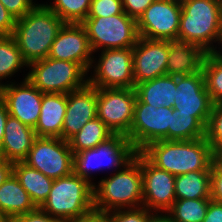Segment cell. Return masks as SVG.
I'll list each match as a JSON object with an SVG mask.
<instances>
[{
	"mask_svg": "<svg viewBox=\"0 0 222 222\" xmlns=\"http://www.w3.org/2000/svg\"><path fill=\"white\" fill-rule=\"evenodd\" d=\"M202 222H222V202L211 199Z\"/></svg>",
	"mask_w": 222,
	"mask_h": 222,
	"instance_id": "41",
	"label": "cell"
},
{
	"mask_svg": "<svg viewBox=\"0 0 222 222\" xmlns=\"http://www.w3.org/2000/svg\"><path fill=\"white\" fill-rule=\"evenodd\" d=\"M39 208L59 220H78L94 211L93 184L74 172L54 179L50 194Z\"/></svg>",
	"mask_w": 222,
	"mask_h": 222,
	"instance_id": "5",
	"label": "cell"
},
{
	"mask_svg": "<svg viewBox=\"0 0 222 222\" xmlns=\"http://www.w3.org/2000/svg\"><path fill=\"white\" fill-rule=\"evenodd\" d=\"M147 222H172L169 215H152Z\"/></svg>",
	"mask_w": 222,
	"mask_h": 222,
	"instance_id": "45",
	"label": "cell"
},
{
	"mask_svg": "<svg viewBox=\"0 0 222 222\" xmlns=\"http://www.w3.org/2000/svg\"><path fill=\"white\" fill-rule=\"evenodd\" d=\"M175 197L176 200L211 198V170L175 176Z\"/></svg>",
	"mask_w": 222,
	"mask_h": 222,
	"instance_id": "26",
	"label": "cell"
},
{
	"mask_svg": "<svg viewBox=\"0 0 222 222\" xmlns=\"http://www.w3.org/2000/svg\"><path fill=\"white\" fill-rule=\"evenodd\" d=\"M122 12L121 0H92L87 17H108Z\"/></svg>",
	"mask_w": 222,
	"mask_h": 222,
	"instance_id": "34",
	"label": "cell"
},
{
	"mask_svg": "<svg viewBox=\"0 0 222 222\" xmlns=\"http://www.w3.org/2000/svg\"><path fill=\"white\" fill-rule=\"evenodd\" d=\"M211 198L178 199L167 211L172 222H202L206 216Z\"/></svg>",
	"mask_w": 222,
	"mask_h": 222,
	"instance_id": "30",
	"label": "cell"
},
{
	"mask_svg": "<svg viewBox=\"0 0 222 222\" xmlns=\"http://www.w3.org/2000/svg\"><path fill=\"white\" fill-rule=\"evenodd\" d=\"M92 0H55L46 5L65 23H82L88 16Z\"/></svg>",
	"mask_w": 222,
	"mask_h": 222,
	"instance_id": "32",
	"label": "cell"
},
{
	"mask_svg": "<svg viewBox=\"0 0 222 222\" xmlns=\"http://www.w3.org/2000/svg\"><path fill=\"white\" fill-rule=\"evenodd\" d=\"M26 78L42 93H70L83 88L87 72L76 62L47 57L31 62Z\"/></svg>",
	"mask_w": 222,
	"mask_h": 222,
	"instance_id": "6",
	"label": "cell"
},
{
	"mask_svg": "<svg viewBox=\"0 0 222 222\" xmlns=\"http://www.w3.org/2000/svg\"><path fill=\"white\" fill-rule=\"evenodd\" d=\"M172 108L142 103L138 98L135 103L133 121L126 136L136 152L148 144L168 140V127H171Z\"/></svg>",
	"mask_w": 222,
	"mask_h": 222,
	"instance_id": "11",
	"label": "cell"
},
{
	"mask_svg": "<svg viewBox=\"0 0 222 222\" xmlns=\"http://www.w3.org/2000/svg\"><path fill=\"white\" fill-rule=\"evenodd\" d=\"M94 68L87 80L95 88H135L133 48L104 49Z\"/></svg>",
	"mask_w": 222,
	"mask_h": 222,
	"instance_id": "12",
	"label": "cell"
},
{
	"mask_svg": "<svg viewBox=\"0 0 222 222\" xmlns=\"http://www.w3.org/2000/svg\"><path fill=\"white\" fill-rule=\"evenodd\" d=\"M92 52L102 49L133 48L139 39L137 20L121 14L87 17L82 23Z\"/></svg>",
	"mask_w": 222,
	"mask_h": 222,
	"instance_id": "7",
	"label": "cell"
},
{
	"mask_svg": "<svg viewBox=\"0 0 222 222\" xmlns=\"http://www.w3.org/2000/svg\"><path fill=\"white\" fill-rule=\"evenodd\" d=\"M73 222H110V219L107 213L93 211Z\"/></svg>",
	"mask_w": 222,
	"mask_h": 222,
	"instance_id": "43",
	"label": "cell"
},
{
	"mask_svg": "<svg viewBox=\"0 0 222 222\" xmlns=\"http://www.w3.org/2000/svg\"><path fill=\"white\" fill-rule=\"evenodd\" d=\"M36 208L14 173L0 186V212L10 221Z\"/></svg>",
	"mask_w": 222,
	"mask_h": 222,
	"instance_id": "24",
	"label": "cell"
},
{
	"mask_svg": "<svg viewBox=\"0 0 222 222\" xmlns=\"http://www.w3.org/2000/svg\"><path fill=\"white\" fill-rule=\"evenodd\" d=\"M141 173L143 178V204L148 210L168 211L175 197V175L152 165L141 154ZM144 205V206H143Z\"/></svg>",
	"mask_w": 222,
	"mask_h": 222,
	"instance_id": "16",
	"label": "cell"
},
{
	"mask_svg": "<svg viewBox=\"0 0 222 222\" xmlns=\"http://www.w3.org/2000/svg\"><path fill=\"white\" fill-rule=\"evenodd\" d=\"M14 163L0 156V186L13 174Z\"/></svg>",
	"mask_w": 222,
	"mask_h": 222,
	"instance_id": "42",
	"label": "cell"
},
{
	"mask_svg": "<svg viewBox=\"0 0 222 222\" xmlns=\"http://www.w3.org/2000/svg\"><path fill=\"white\" fill-rule=\"evenodd\" d=\"M207 52L179 37L168 40L167 75L182 76L202 72Z\"/></svg>",
	"mask_w": 222,
	"mask_h": 222,
	"instance_id": "20",
	"label": "cell"
},
{
	"mask_svg": "<svg viewBox=\"0 0 222 222\" xmlns=\"http://www.w3.org/2000/svg\"><path fill=\"white\" fill-rule=\"evenodd\" d=\"M168 40L139 37L133 47L135 85L167 75Z\"/></svg>",
	"mask_w": 222,
	"mask_h": 222,
	"instance_id": "18",
	"label": "cell"
},
{
	"mask_svg": "<svg viewBox=\"0 0 222 222\" xmlns=\"http://www.w3.org/2000/svg\"><path fill=\"white\" fill-rule=\"evenodd\" d=\"M14 85L2 84L0 99L5 103L10 116L35 128L40 116L43 93L26 77L20 86Z\"/></svg>",
	"mask_w": 222,
	"mask_h": 222,
	"instance_id": "15",
	"label": "cell"
},
{
	"mask_svg": "<svg viewBox=\"0 0 222 222\" xmlns=\"http://www.w3.org/2000/svg\"><path fill=\"white\" fill-rule=\"evenodd\" d=\"M136 100L134 88H97V117L114 134L127 136Z\"/></svg>",
	"mask_w": 222,
	"mask_h": 222,
	"instance_id": "10",
	"label": "cell"
},
{
	"mask_svg": "<svg viewBox=\"0 0 222 222\" xmlns=\"http://www.w3.org/2000/svg\"><path fill=\"white\" fill-rule=\"evenodd\" d=\"M4 129L0 156L13 163L23 161L37 138L34 128L9 115Z\"/></svg>",
	"mask_w": 222,
	"mask_h": 222,
	"instance_id": "21",
	"label": "cell"
},
{
	"mask_svg": "<svg viewBox=\"0 0 222 222\" xmlns=\"http://www.w3.org/2000/svg\"><path fill=\"white\" fill-rule=\"evenodd\" d=\"M10 220L2 213L0 212V222H9Z\"/></svg>",
	"mask_w": 222,
	"mask_h": 222,
	"instance_id": "47",
	"label": "cell"
},
{
	"mask_svg": "<svg viewBox=\"0 0 222 222\" xmlns=\"http://www.w3.org/2000/svg\"><path fill=\"white\" fill-rule=\"evenodd\" d=\"M211 199L222 202V165L215 158L211 170Z\"/></svg>",
	"mask_w": 222,
	"mask_h": 222,
	"instance_id": "36",
	"label": "cell"
},
{
	"mask_svg": "<svg viewBox=\"0 0 222 222\" xmlns=\"http://www.w3.org/2000/svg\"><path fill=\"white\" fill-rule=\"evenodd\" d=\"M0 2L16 20L22 18L35 6L32 0H0Z\"/></svg>",
	"mask_w": 222,
	"mask_h": 222,
	"instance_id": "37",
	"label": "cell"
},
{
	"mask_svg": "<svg viewBox=\"0 0 222 222\" xmlns=\"http://www.w3.org/2000/svg\"><path fill=\"white\" fill-rule=\"evenodd\" d=\"M180 0H155L137 20L139 37L169 40L178 37Z\"/></svg>",
	"mask_w": 222,
	"mask_h": 222,
	"instance_id": "13",
	"label": "cell"
},
{
	"mask_svg": "<svg viewBox=\"0 0 222 222\" xmlns=\"http://www.w3.org/2000/svg\"><path fill=\"white\" fill-rule=\"evenodd\" d=\"M205 136L206 128L195 117L172 108L168 140H193Z\"/></svg>",
	"mask_w": 222,
	"mask_h": 222,
	"instance_id": "28",
	"label": "cell"
},
{
	"mask_svg": "<svg viewBox=\"0 0 222 222\" xmlns=\"http://www.w3.org/2000/svg\"><path fill=\"white\" fill-rule=\"evenodd\" d=\"M56 218L51 217L49 214L36 208L35 210L17 216L13 221L14 222H54Z\"/></svg>",
	"mask_w": 222,
	"mask_h": 222,
	"instance_id": "40",
	"label": "cell"
},
{
	"mask_svg": "<svg viewBox=\"0 0 222 222\" xmlns=\"http://www.w3.org/2000/svg\"><path fill=\"white\" fill-rule=\"evenodd\" d=\"M54 222H73V221H68V220H59V219H56Z\"/></svg>",
	"mask_w": 222,
	"mask_h": 222,
	"instance_id": "48",
	"label": "cell"
},
{
	"mask_svg": "<svg viewBox=\"0 0 222 222\" xmlns=\"http://www.w3.org/2000/svg\"><path fill=\"white\" fill-rule=\"evenodd\" d=\"M206 90L214 104L222 103V54L208 52L202 67Z\"/></svg>",
	"mask_w": 222,
	"mask_h": 222,
	"instance_id": "29",
	"label": "cell"
},
{
	"mask_svg": "<svg viewBox=\"0 0 222 222\" xmlns=\"http://www.w3.org/2000/svg\"><path fill=\"white\" fill-rule=\"evenodd\" d=\"M145 207L142 208H128V210L121 211L114 210L113 213L107 212L110 222H147L153 215ZM150 213V214H149Z\"/></svg>",
	"mask_w": 222,
	"mask_h": 222,
	"instance_id": "35",
	"label": "cell"
},
{
	"mask_svg": "<svg viewBox=\"0 0 222 222\" xmlns=\"http://www.w3.org/2000/svg\"><path fill=\"white\" fill-rule=\"evenodd\" d=\"M64 23L44 4H35L26 15L17 19L12 36L23 60L30 64L47 58L51 45Z\"/></svg>",
	"mask_w": 222,
	"mask_h": 222,
	"instance_id": "2",
	"label": "cell"
},
{
	"mask_svg": "<svg viewBox=\"0 0 222 222\" xmlns=\"http://www.w3.org/2000/svg\"><path fill=\"white\" fill-rule=\"evenodd\" d=\"M140 153L155 167L175 176L212 170L214 153L206 137L193 140H159Z\"/></svg>",
	"mask_w": 222,
	"mask_h": 222,
	"instance_id": "1",
	"label": "cell"
},
{
	"mask_svg": "<svg viewBox=\"0 0 222 222\" xmlns=\"http://www.w3.org/2000/svg\"><path fill=\"white\" fill-rule=\"evenodd\" d=\"M16 25L15 17L0 2V36H11Z\"/></svg>",
	"mask_w": 222,
	"mask_h": 222,
	"instance_id": "39",
	"label": "cell"
},
{
	"mask_svg": "<svg viewBox=\"0 0 222 222\" xmlns=\"http://www.w3.org/2000/svg\"><path fill=\"white\" fill-rule=\"evenodd\" d=\"M137 98L155 108H173L176 95V76L163 75L135 85Z\"/></svg>",
	"mask_w": 222,
	"mask_h": 222,
	"instance_id": "23",
	"label": "cell"
},
{
	"mask_svg": "<svg viewBox=\"0 0 222 222\" xmlns=\"http://www.w3.org/2000/svg\"><path fill=\"white\" fill-rule=\"evenodd\" d=\"M25 65L28 64L23 60L13 36H0V80L14 75L20 67Z\"/></svg>",
	"mask_w": 222,
	"mask_h": 222,
	"instance_id": "31",
	"label": "cell"
},
{
	"mask_svg": "<svg viewBox=\"0 0 222 222\" xmlns=\"http://www.w3.org/2000/svg\"><path fill=\"white\" fill-rule=\"evenodd\" d=\"M123 168L124 170L116 172L110 178L102 179L97 188L93 185L94 211L107 213L113 212L111 211L113 209L141 207L140 204L143 203L141 153L136 152L134 158Z\"/></svg>",
	"mask_w": 222,
	"mask_h": 222,
	"instance_id": "3",
	"label": "cell"
},
{
	"mask_svg": "<svg viewBox=\"0 0 222 222\" xmlns=\"http://www.w3.org/2000/svg\"><path fill=\"white\" fill-rule=\"evenodd\" d=\"M13 173L34 205L39 208L50 194L54 180L23 161L14 162Z\"/></svg>",
	"mask_w": 222,
	"mask_h": 222,
	"instance_id": "25",
	"label": "cell"
},
{
	"mask_svg": "<svg viewBox=\"0 0 222 222\" xmlns=\"http://www.w3.org/2000/svg\"><path fill=\"white\" fill-rule=\"evenodd\" d=\"M114 133L98 118L87 122L68 142L73 154L97 147L111 138Z\"/></svg>",
	"mask_w": 222,
	"mask_h": 222,
	"instance_id": "27",
	"label": "cell"
},
{
	"mask_svg": "<svg viewBox=\"0 0 222 222\" xmlns=\"http://www.w3.org/2000/svg\"><path fill=\"white\" fill-rule=\"evenodd\" d=\"M97 88L88 83L81 89L67 93V108L62 139L69 141L90 120L97 117Z\"/></svg>",
	"mask_w": 222,
	"mask_h": 222,
	"instance_id": "19",
	"label": "cell"
},
{
	"mask_svg": "<svg viewBox=\"0 0 222 222\" xmlns=\"http://www.w3.org/2000/svg\"><path fill=\"white\" fill-rule=\"evenodd\" d=\"M23 162L53 180L74 172L69 142L59 137H37Z\"/></svg>",
	"mask_w": 222,
	"mask_h": 222,
	"instance_id": "8",
	"label": "cell"
},
{
	"mask_svg": "<svg viewBox=\"0 0 222 222\" xmlns=\"http://www.w3.org/2000/svg\"><path fill=\"white\" fill-rule=\"evenodd\" d=\"M173 109L191 114L205 128L214 103L206 90L203 72L176 76V95Z\"/></svg>",
	"mask_w": 222,
	"mask_h": 222,
	"instance_id": "14",
	"label": "cell"
},
{
	"mask_svg": "<svg viewBox=\"0 0 222 222\" xmlns=\"http://www.w3.org/2000/svg\"><path fill=\"white\" fill-rule=\"evenodd\" d=\"M9 114L5 103L0 99V150L4 138L5 124Z\"/></svg>",
	"mask_w": 222,
	"mask_h": 222,
	"instance_id": "44",
	"label": "cell"
},
{
	"mask_svg": "<svg viewBox=\"0 0 222 222\" xmlns=\"http://www.w3.org/2000/svg\"><path fill=\"white\" fill-rule=\"evenodd\" d=\"M214 158L222 165V149L214 155Z\"/></svg>",
	"mask_w": 222,
	"mask_h": 222,
	"instance_id": "46",
	"label": "cell"
},
{
	"mask_svg": "<svg viewBox=\"0 0 222 222\" xmlns=\"http://www.w3.org/2000/svg\"><path fill=\"white\" fill-rule=\"evenodd\" d=\"M180 3L178 37L201 46L207 53L217 52L211 43L214 39L222 43V0H180Z\"/></svg>",
	"mask_w": 222,
	"mask_h": 222,
	"instance_id": "4",
	"label": "cell"
},
{
	"mask_svg": "<svg viewBox=\"0 0 222 222\" xmlns=\"http://www.w3.org/2000/svg\"><path fill=\"white\" fill-rule=\"evenodd\" d=\"M66 108L67 94L43 93L39 120L34 128L37 137H59L62 139Z\"/></svg>",
	"mask_w": 222,
	"mask_h": 222,
	"instance_id": "22",
	"label": "cell"
},
{
	"mask_svg": "<svg viewBox=\"0 0 222 222\" xmlns=\"http://www.w3.org/2000/svg\"><path fill=\"white\" fill-rule=\"evenodd\" d=\"M205 137L214 155L222 149V103L213 105Z\"/></svg>",
	"mask_w": 222,
	"mask_h": 222,
	"instance_id": "33",
	"label": "cell"
},
{
	"mask_svg": "<svg viewBox=\"0 0 222 222\" xmlns=\"http://www.w3.org/2000/svg\"><path fill=\"white\" fill-rule=\"evenodd\" d=\"M155 0H121L123 11L130 17L138 20L146 8Z\"/></svg>",
	"mask_w": 222,
	"mask_h": 222,
	"instance_id": "38",
	"label": "cell"
},
{
	"mask_svg": "<svg viewBox=\"0 0 222 222\" xmlns=\"http://www.w3.org/2000/svg\"><path fill=\"white\" fill-rule=\"evenodd\" d=\"M90 55L92 50L81 23H64L59 30L48 57L57 60L78 63L86 72H89L94 62Z\"/></svg>",
	"mask_w": 222,
	"mask_h": 222,
	"instance_id": "17",
	"label": "cell"
},
{
	"mask_svg": "<svg viewBox=\"0 0 222 222\" xmlns=\"http://www.w3.org/2000/svg\"><path fill=\"white\" fill-rule=\"evenodd\" d=\"M135 154L136 150L126 136L114 134L97 147L75 154L74 173L91 182V170H100L105 165L109 168L124 167Z\"/></svg>",
	"mask_w": 222,
	"mask_h": 222,
	"instance_id": "9",
	"label": "cell"
}]
</instances>
